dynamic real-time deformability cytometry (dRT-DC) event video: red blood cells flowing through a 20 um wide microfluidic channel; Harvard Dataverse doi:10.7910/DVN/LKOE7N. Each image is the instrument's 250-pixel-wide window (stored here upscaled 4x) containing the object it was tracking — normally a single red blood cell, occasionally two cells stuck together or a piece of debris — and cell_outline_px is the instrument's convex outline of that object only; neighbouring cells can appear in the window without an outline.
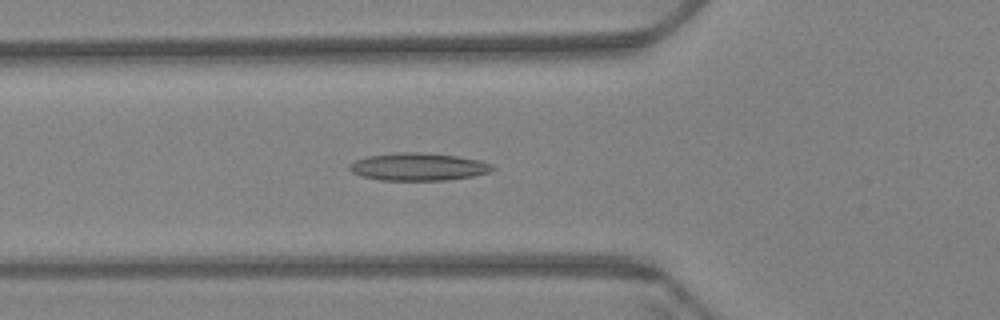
{"species": "Egyptian fruit bat (a non-hibernating species)", "species_latin": "Rousettus aegyptiacus", "temperature_condition": "warm", "stored_images_in_passage": 60, "camera_frame_rate_fps": 3000, "um_per_image_px": 0.085, "animal": {"sex": "female"}, "frame": {"image": 1, "passage_image": 22, "time_ms": 7.0, "image_size_px": [1000, 320], "cell_outline_px": [[496, 168], [488, 172], [472, 176], [444, 180], [380, 180], [364, 176], [352, 172], [348, 168], [348, 164], [356, 160], [368, 156], [400, 152], [416, 152], [456, 156], [480, 160], [492, 164]], "centroid_in_image_um": [35.55, 14.17], "position_along_channel_um": 90.2, "area_um2": 22.77}}
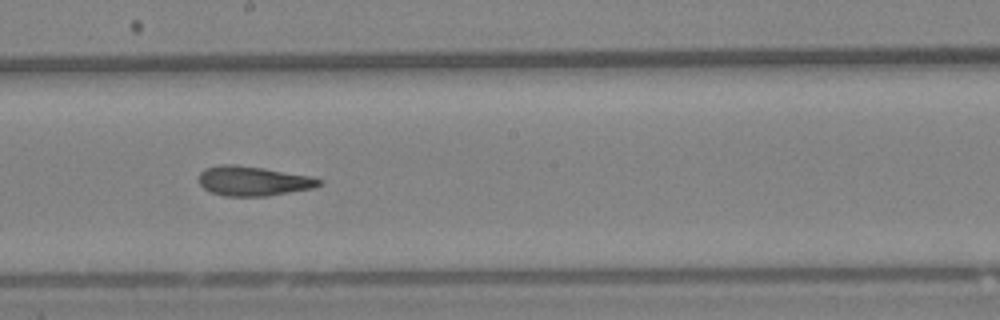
{"frame": {"image": 2, "passage_image": 34, "time_ms": 11.0, "image_size_px": [1000, 320], "cell_outline_px": [[324, 184], [316, 188], [268, 196], [224, 196], [212, 192], [204, 188], [200, 184], [200, 172], [204, 168], [220, 164], [236, 164], [264, 168], [308, 176], [324, 180]], "centroid_in_image_um": [21.56, 15.38], "position_along_channel_um": 226.6, "area_um2": 20.92}}
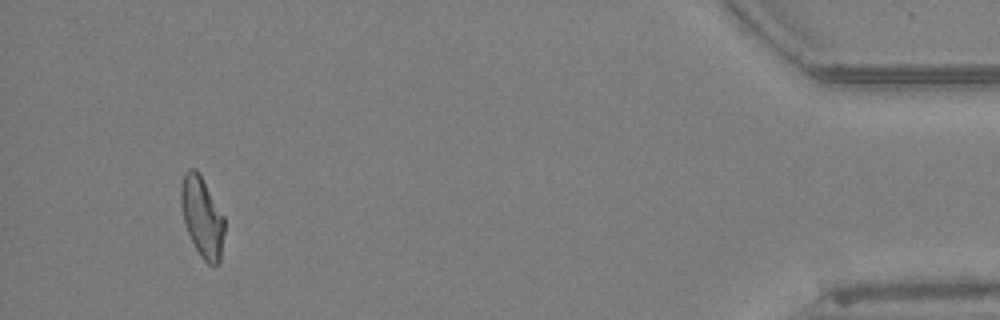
{"frame": {"image": 3, "passage_image": 57, "time_ms": 18.667, "image_size_px": [1000, 320], "cell_outline_px": [[224, 232], [220, 264], [208, 264], [200, 256], [188, 232], [184, 220], [180, 204], [180, 188], [184, 172], [188, 168], [196, 168], [224, 216]], "centroid_in_image_um": [17.17, 18.43], "position_along_channel_um": 418.0, "area_um2": 20.23}, "authors_computed_cell_mechanics": {"area_um2": 21.0681, "velocity_mm_per_s": 3.4104, "shape_relaxation_time_tau1_ms": null, "shape_relaxation_time_tau2_ms": 2.9298, "deformation_change_tau1": null, "deformation_change_tau2": 0.125}}